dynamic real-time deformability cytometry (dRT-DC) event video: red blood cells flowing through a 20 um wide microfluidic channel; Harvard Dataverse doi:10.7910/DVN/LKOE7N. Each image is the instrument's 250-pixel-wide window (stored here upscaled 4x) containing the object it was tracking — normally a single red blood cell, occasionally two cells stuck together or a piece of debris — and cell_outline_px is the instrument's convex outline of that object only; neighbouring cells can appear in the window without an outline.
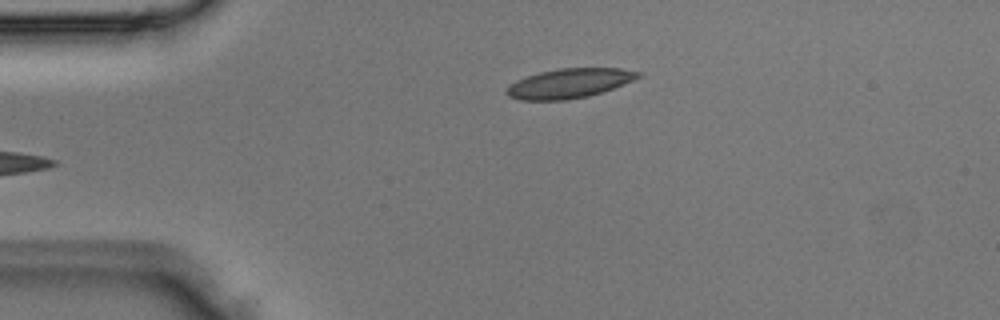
{"species": "Egyptian fruit bat (a non-hibernating species)", "species_latin": "Rousettus aegyptiacus", "temperature_condition": "room temperature", "stored_images_in_passage": 5, "camera_frame_rate_fps": 3000, "um_per_image_px": 0.085, "animal": {"sex": "male"}, "frame": {"image": 1, "passage_image": 5, "time_ms": 1.333, "image_size_px": [1000, 320], "cell_outline_px": [[644, 76], [624, 84], [588, 96], [564, 100], [520, 100], [508, 96], [504, 92], [516, 80], [540, 72], [560, 68], [620, 68], [644, 72]], "centroid_in_image_um": [48.44, 7.07], "position_along_channel_um": 36.6, "area_um2": 22.6}}